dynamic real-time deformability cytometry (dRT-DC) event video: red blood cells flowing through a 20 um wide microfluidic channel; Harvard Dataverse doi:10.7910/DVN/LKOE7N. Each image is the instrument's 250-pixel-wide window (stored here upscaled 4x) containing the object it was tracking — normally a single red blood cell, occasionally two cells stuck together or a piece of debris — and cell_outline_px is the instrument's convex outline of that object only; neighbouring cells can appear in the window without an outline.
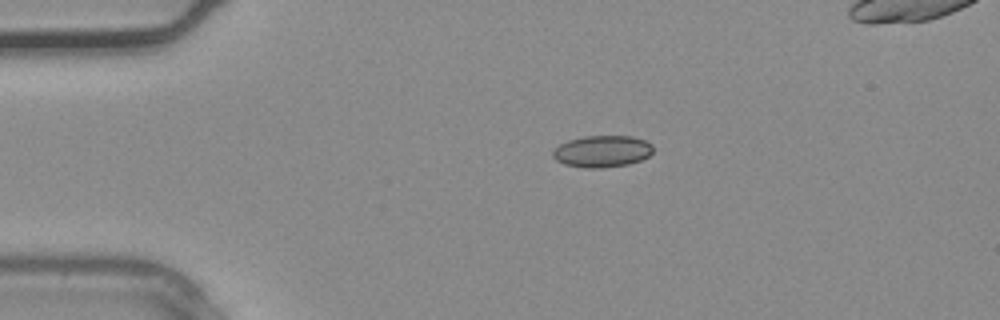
{"species": "common noctule bat (a hibernating species)", "species_latin": "Nyctalus noctula", "temperature_condition": "warm", "stored_images_in_passage": 3, "camera_frame_rate_fps": 3000, "um_per_image_px": 0.085, "animal": {"sex": "male", "body_mass_g": 20.4}, "frame": {"image": 1, "passage_image": 1, "time_ms": 0.0, "image_size_px": [1000, 320], "cell_outline_px": [[652, 152], [648, 156], [640, 160], [628, 164], [604, 168], [584, 168], [564, 164], [556, 160], [552, 156], [552, 152], [560, 144], [568, 140], [584, 136], [632, 136], [644, 140], [652, 144]], "centroid_in_image_um": [51.17, 12.87], "position_along_channel_um": 33.8, "area_um2": 18.55}}